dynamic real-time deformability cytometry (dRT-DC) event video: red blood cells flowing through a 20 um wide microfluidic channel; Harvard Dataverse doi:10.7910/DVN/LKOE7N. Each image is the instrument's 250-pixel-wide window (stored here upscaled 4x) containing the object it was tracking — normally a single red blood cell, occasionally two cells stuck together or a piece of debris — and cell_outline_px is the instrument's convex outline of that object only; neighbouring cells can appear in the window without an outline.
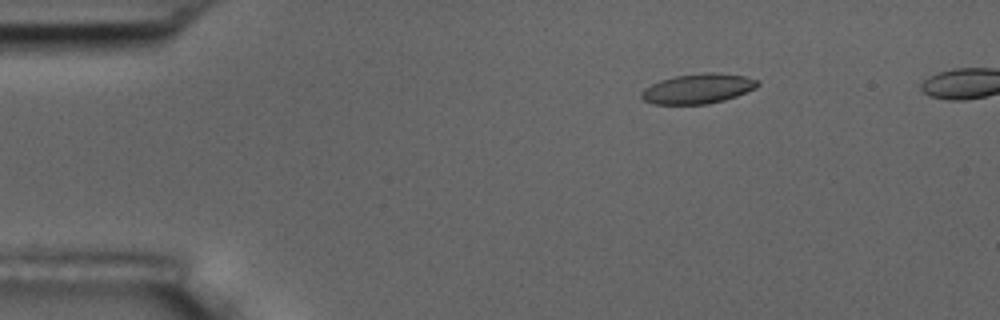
{"species": "common noctule bat (a hibernating species)", "species_latin": "Nyctalus noctula", "temperature_condition": "room temperature", "stored_images_in_passage": 53, "camera_frame_rate_fps": 3000, "um_per_image_px": 0.085, "animal": {"sex": "male", "body_mass_g": 17.5, "forearm_length_mm": 52.3}, "frame": {"image": 1, "passage_image": 9, "time_ms": 2.667, "image_size_px": [1000, 320], "cell_outline_px": [[760, 84], [756, 88], [736, 96], [724, 100], [708, 104], [652, 104], [644, 100], [640, 96], [640, 92], [644, 88], [660, 80], [676, 76], [704, 72], [712, 72], [744, 76], [756, 80]], "centroid_in_image_um": [59.3, 7.54], "position_along_channel_um": 25.7, "area_um2": 20.17}}
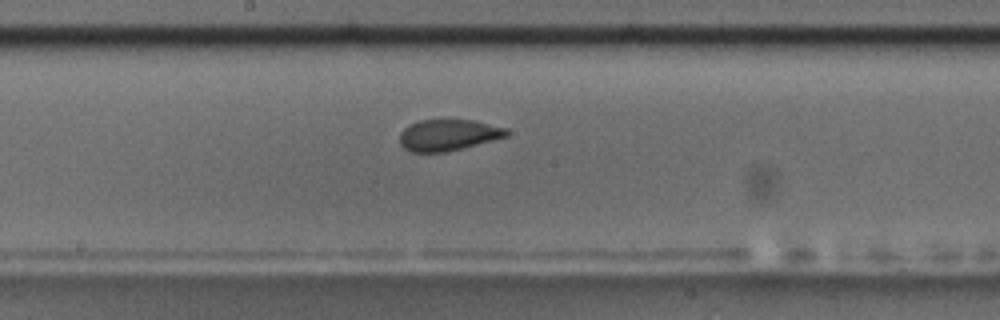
{"frame": {"image": 2, "passage_image": 30, "time_ms": 9.667, "image_size_px": [1000, 320], "cell_outline_px": [[508, 136], [448, 152], [408, 152], [400, 144], [400, 132], [404, 128], [420, 120], [472, 120], [508, 128]], "centroid_in_image_um": [38.09, 11.49], "position_along_channel_um": 210.1, "area_um2": 19.48}}
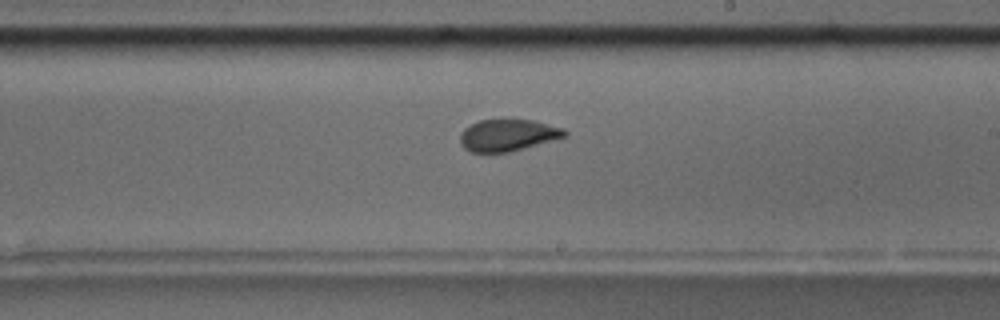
{"frame": {"image": 3, "passage_image": 33, "time_ms": 10.667, "image_size_px": [1000, 320], "cell_outline_px": [[568, 136], [508, 152], [472, 152], [464, 148], [460, 144], [460, 132], [464, 128], [480, 120], [508, 116], [532, 120], [564, 128], [568, 132]], "centroid_in_image_um": [43.16, 11.44], "position_along_channel_um": 245.8, "area_um2": 20.0}}